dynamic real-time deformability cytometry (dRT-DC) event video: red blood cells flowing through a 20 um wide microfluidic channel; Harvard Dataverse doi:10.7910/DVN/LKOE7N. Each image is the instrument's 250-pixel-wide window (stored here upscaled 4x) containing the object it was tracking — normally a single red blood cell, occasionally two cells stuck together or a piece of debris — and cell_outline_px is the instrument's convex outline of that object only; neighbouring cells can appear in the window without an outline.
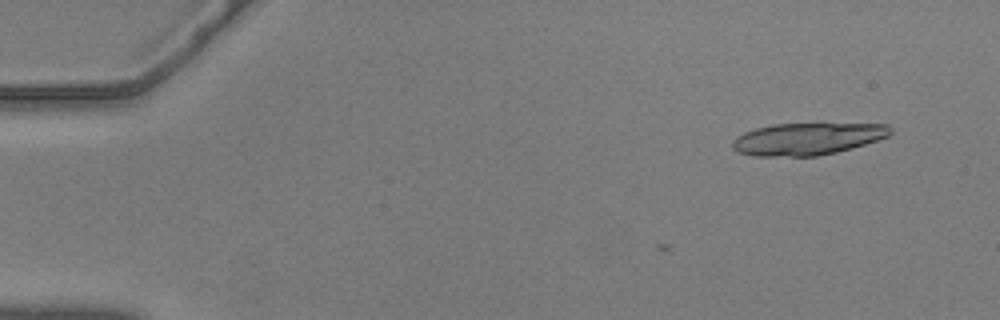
{"species": "common noctule bat (a hibernating species)", "species_latin": "Nyctalus noctula", "temperature_condition": "warm", "stored_images_in_passage": 3, "camera_frame_rate_fps": 3000, "um_per_image_px": 0.085, "animal": {"sex": "male", "body_mass_g": 20.5, "forearm_length_mm": 52.5}, "frame": {"image": 1, "passage_image": 1, "time_ms": 0.0, "image_size_px": [1000, 320], "cell_outline_px": [[892, 132], [888, 136], [864, 144], [836, 152], [816, 156], [752, 156], [736, 152], [732, 148], [732, 140], [736, 136], [744, 132], [756, 128], [772, 124], [820, 120], [888, 124], [892, 128]], "centroid_in_image_um": [68.66, 11.73], "position_along_channel_um": 16.3, "area_um2": 31.15}}